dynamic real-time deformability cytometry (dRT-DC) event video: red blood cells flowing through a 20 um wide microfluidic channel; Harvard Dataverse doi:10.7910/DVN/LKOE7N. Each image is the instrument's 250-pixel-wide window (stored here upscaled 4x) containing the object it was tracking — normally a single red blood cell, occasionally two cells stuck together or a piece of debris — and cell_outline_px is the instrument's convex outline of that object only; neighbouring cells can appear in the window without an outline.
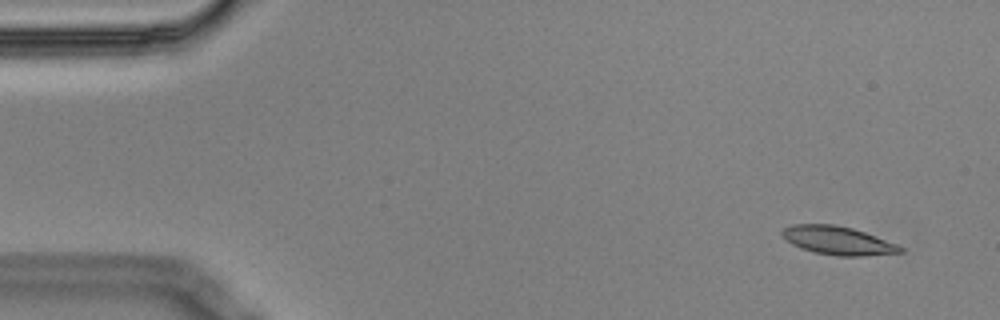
{"species": "Egyptian fruit bat (a non-hibernating species)", "species_latin": "Rousettus aegyptiacus", "temperature_condition": "cold", "stored_images_in_passage": 6, "camera_frame_rate_fps": 3000, "um_per_image_px": 0.085, "animal": {"sex": "male"}, "frame": {"image": 1, "passage_image": 2, "time_ms": 0.333, "image_size_px": [1000, 320], "cell_outline_px": [[904, 252], [864, 256], [836, 256], [816, 252], [800, 248], [792, 244], [780, 232], [784, 228], [792, 224], [832, 224], [852, 228], [864, 232], [896, 244], [904, 248]], "centroid_in_image_um": [71.22, 20.45], "position_along_channel_um": 13.8, "area_um2": 19.36}}
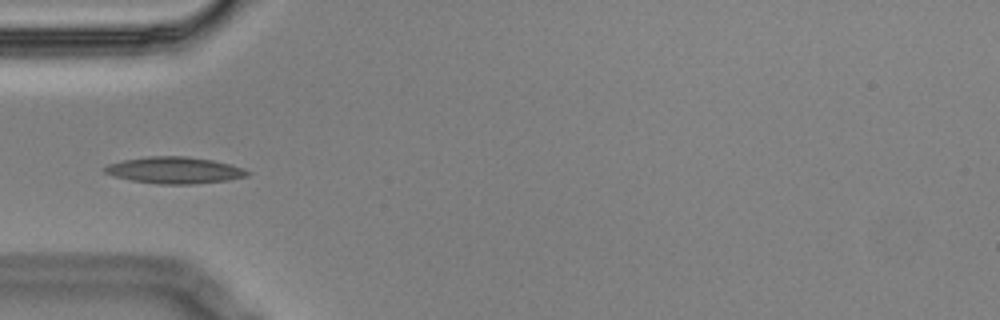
{"frame": {"image": 2, "passage_image": 6, "time_ms": 1.667, "image_size_px": [1000, 320], "cell_outline_px": [[252, 172], [248, 176], [228, 180], [192, 184], [156, 184], [132, 180], [112, 176], [104, 172], [100, 168], [108, 164], [124, 160], [148, 156], [188, 156], [212, 160], [232, 164], [244, 168]], "centroid_in_image_um": [14.84, 14.46], "position_along_channel_um": 70.2, "area_um2": 22.37}}